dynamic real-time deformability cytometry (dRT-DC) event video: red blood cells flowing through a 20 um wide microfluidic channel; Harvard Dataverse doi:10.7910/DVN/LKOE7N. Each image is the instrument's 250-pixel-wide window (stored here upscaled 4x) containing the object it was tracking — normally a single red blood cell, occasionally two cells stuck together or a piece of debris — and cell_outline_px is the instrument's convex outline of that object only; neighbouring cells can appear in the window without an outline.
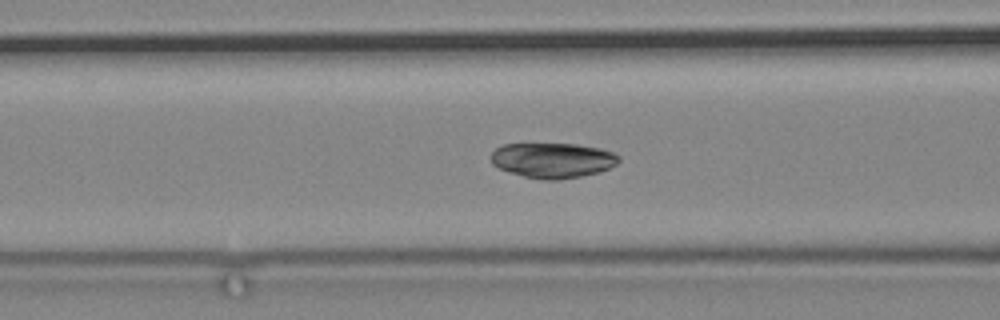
{"species": "common noctule bat (a hibernating species)", "species_latin": "Nyctalus noctula", "temperature_condition": "cold", "stored_images_in_passage": 72, "camera_frame_rate_fps": 3000, "um_per_image_px": 0.085, "animal": {"sex": "male", "body_mass_g": 19.2, "forearm_length_mm": 51.8}, "frame": {"image": 1, "passage_image": 35, "time_ms": 11.333, "image_size_px": [1000, 320], "cell_outline_px": [[620, 160], [616, 164], [600, 172], [560, 180], [544, 180], [524, 176], [508, 172], [492, 164], [492, 152], [496, 148], [504, 144], [576, 144], [600, 148], [612, 152], [620, 156]], "centroid_in_image_um": [46.99, 13.62], "position_along_channel_um": 119.6, "area_um2": 26.13}}
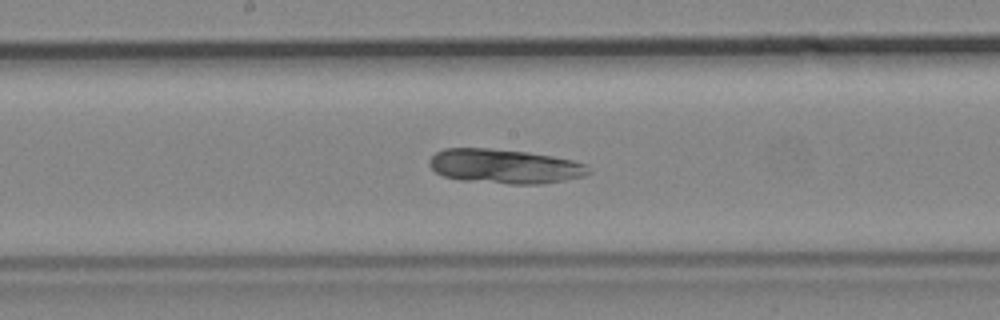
{"frame": {"image": 2, "passage_image": 43, "time_ms": 14.0, "image_size_px": [1000, 320], "cell_outline_px": [[592, 172], [584, 176], [544, 184], [508, 184], [460, 180], [444, 176], [436, 172], [428, 164], [428, 160], [436, 152], [444, 148], [488, 148], [528, 152], [552, 156], [572, 160], [588, 164]], "centroid_in_image_um": [42.91, 14.14], "position_along_channel_um": 205.3, "area_um2": 32.19}}
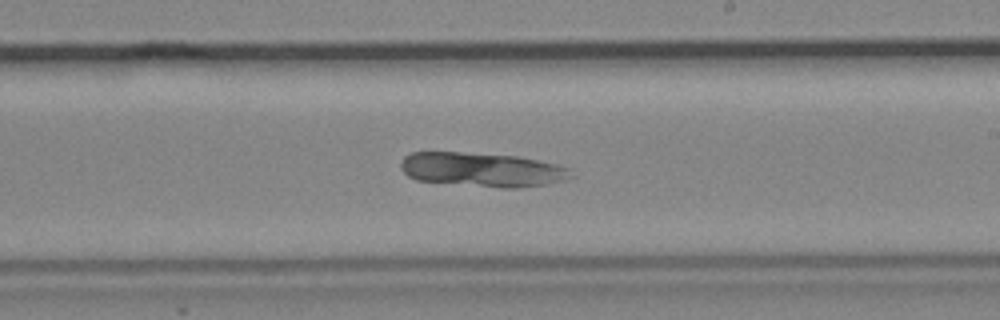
{"frame": {"image": 3, "passage_image": 47, "time_ms": 15.333, "image_size_px": [1000, 320], "cell_outline_px": [[576, 176], [564, 180], [544, 184], [516, 188], [500, 188], [416, 180], [408, 176], [400, 168], [400, 164], [404, 156], [412, 152], [460, 152], [516, 156], [556, 164], [572, 168]], "centroid_in_image_um": [41.01, 14.42], "position_along_channel_um": 248.0, "area_um2": 34.04}}